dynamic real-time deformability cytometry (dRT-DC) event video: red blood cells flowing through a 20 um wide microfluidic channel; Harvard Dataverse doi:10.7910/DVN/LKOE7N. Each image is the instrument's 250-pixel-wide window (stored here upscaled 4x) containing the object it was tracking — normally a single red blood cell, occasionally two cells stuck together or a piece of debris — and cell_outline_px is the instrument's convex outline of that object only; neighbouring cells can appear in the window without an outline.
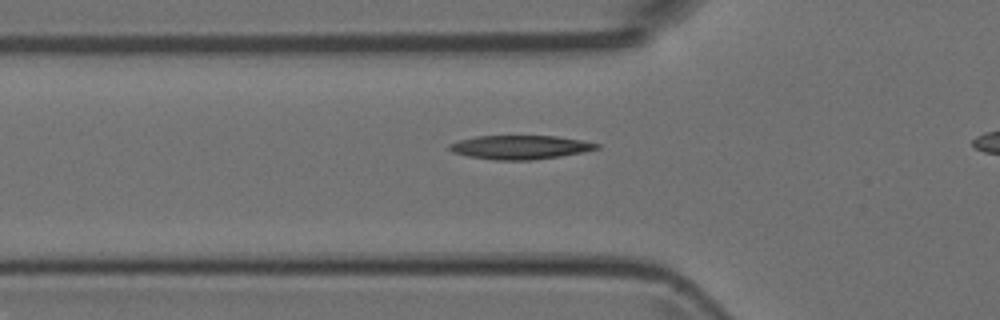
{"species": "Egyptian fruit bat (a non-hibernating species)", "species_latin": "Rousettus aegyptiacus", "temperature_condition": "room temperature", "stored_images_in_passage": 27, "camera_frame_rate_fps": 3000, "um_per_image_px": 0.085, "animal": {"sex": "female"}, "frame": {"image": 1, "passage_image": 2, "time_ms": 0.333, "image_size_px": [1000, 320], "cell_outline_px": [[600, 148], [584, 152], [560, 156], [532, 160], [492, 160], [468, 156], [452, 152], [448, 148], [448, 144], [460, 140], [476, 136], [556, 136], [580, 140], [600, 144]], "centroid_in_image_um": [44.2, 12.52], "position_along_channel_um": 81.6, "area_um2": 20.46}}
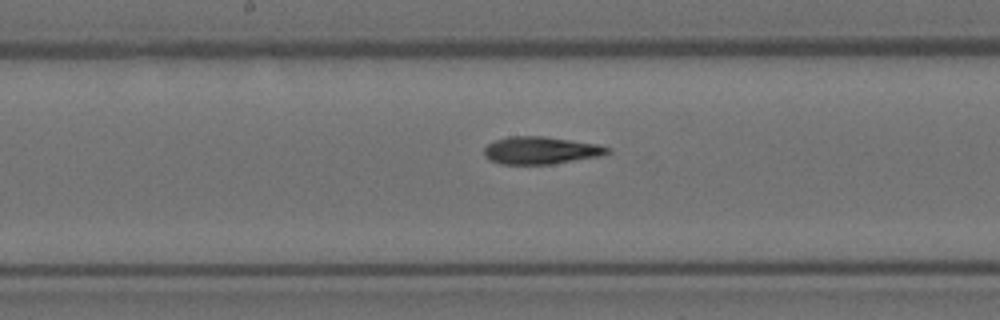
{"frame": {"image": 2, "passage_image": 11, "time_ms": 3.333, "image_size_px": [1000, 320], "cell_outline_px": [[612, 152], [600, 156], [552, 164], [500, 164], [488, 160], [484, 156], [484, 148], [488, 144], [496, 140], [508, 136], [544, 136], [600, 144], [612, 148]], "centroid_in_image_um": [45.99, 12.78], "position_along_channel_um": 202.2, "area_um2": 20.0}}
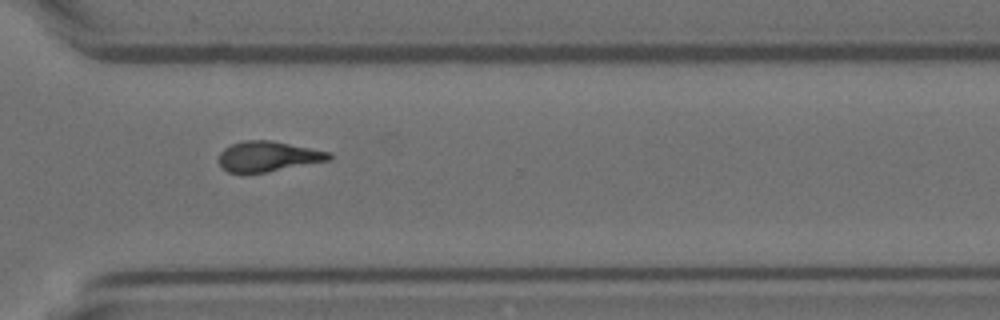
{"frame": {"image": 3, "passage_image": 22, "time_ms": 7.0, "image_size_px": [1000, 320], "cell_outline_px": [[332, 160], [268, 172], [228, 172], [220, 164], [220, 152], [224, 148], [232, 144], [244, 140], [272, 140], [332, 152]], "centroid_in_image_um": [22.86, 13.28], "position_along_channel_um": 347.7, "area_um2": 19.48}}